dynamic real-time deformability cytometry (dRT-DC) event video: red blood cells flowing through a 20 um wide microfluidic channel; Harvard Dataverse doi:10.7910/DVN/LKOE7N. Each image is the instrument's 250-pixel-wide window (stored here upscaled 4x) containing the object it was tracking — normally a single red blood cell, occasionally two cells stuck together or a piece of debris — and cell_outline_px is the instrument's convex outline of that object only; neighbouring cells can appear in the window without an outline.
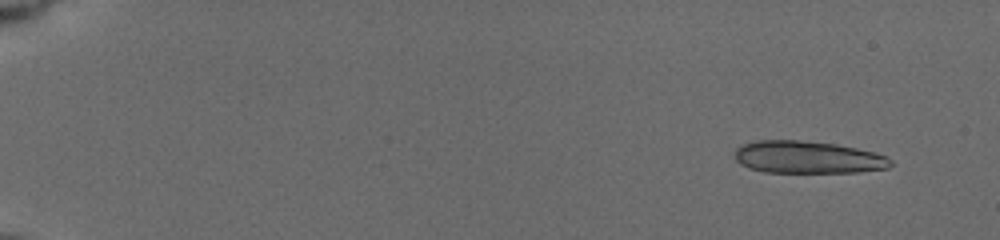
{"species": "common noctule bat (a hibernating species)", "species_latin": "Nyctalus noctula", "temperature_condition": "cold", "stored_images_in_passage": 7, "camera_frame_rate_fps": 3000, "um_per_image_px": 0.085, "animal": {"sex": "female", "body_mass_g": 19.5, "forearm_length_mm": 54.1}, "frame": {"image": 1, "passage_image": 1, "time_ms": 0.0, "image_size_px": [1000, 240], "cell_outline_px": [[892, 164], [888, 168], [860, 172], [764, 172], [748, 168], [740, 164], [736, 160], [736, 148], [744, 144], [756, 140], [796, 140], [836, 144], [876, 152], [888, 156], [892, 160]], "centroid_in_image_um": [68.69, 13.37], "position_along_channel_um": 16.3, "area_um2": 29.48}}